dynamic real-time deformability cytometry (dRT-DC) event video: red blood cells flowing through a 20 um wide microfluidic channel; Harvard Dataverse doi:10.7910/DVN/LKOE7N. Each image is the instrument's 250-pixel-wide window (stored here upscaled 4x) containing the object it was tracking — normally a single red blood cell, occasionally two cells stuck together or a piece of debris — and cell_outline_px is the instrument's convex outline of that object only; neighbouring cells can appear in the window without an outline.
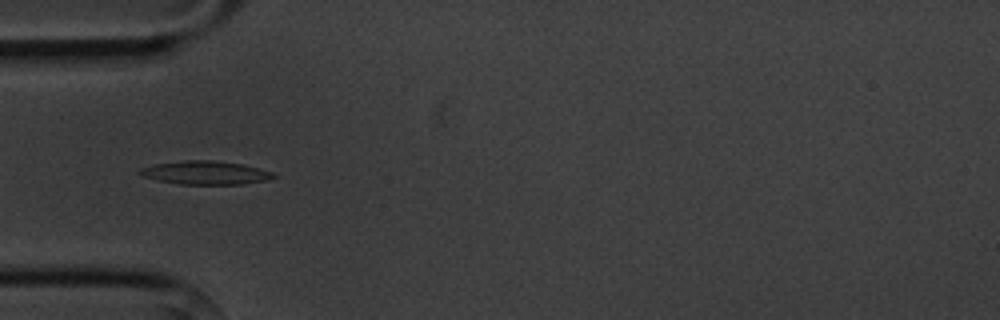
{"species": "common noctule bat (a hibernating species)", "species_latin": "Nyctalus noctula", "temperature_condition": "cold", "stored_images_in_passage": 2, "camera_frame_rate_fps": 3000, "um_per_image_px": 0.085, "animal": {"sex": "male", "body_mass_g": 20.1, "forearm_length_mm": 53.5}, "frame": {"image": 1, "passage_image": 2, "time_ms": 1.333, "image_size_px": [1000, 320], "cell_outline_px": [[276, 176], [268, 180], [244, 184], [180, 184], [156, 180], [140, 176], [136, 172], [140, 168], [152, 164], [184, 160], [212, 160], [240, 164], [272, 172]], "centroid_in_image_um": [17.37, 14.68], "position_along_channel_um": 67.6, "area_um2": 18.32}}